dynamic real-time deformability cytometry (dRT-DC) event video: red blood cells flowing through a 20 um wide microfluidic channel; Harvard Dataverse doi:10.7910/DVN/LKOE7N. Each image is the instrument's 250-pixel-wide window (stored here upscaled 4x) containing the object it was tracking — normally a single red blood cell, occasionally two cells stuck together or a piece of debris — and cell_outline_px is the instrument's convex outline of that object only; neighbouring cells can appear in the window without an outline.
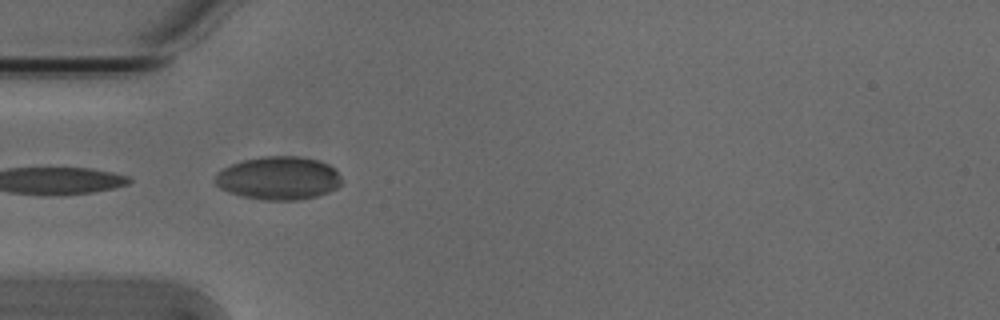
{"species": "Egyptian fruit bat (a non-hibernating species)", "species_latin": "Rousettus aegyptiacus", "temperature_condition": "cold", "stored_images_in_passage": 5, "camera_frame_rate_fps": 3000, "um_per_image_px": 0.085, "animal": {"sex": "male"}, "frame": {"image": 1, "passage_image": 1, "time_ms": 0.0, "image_size_px": [1000, 320], "cell_outline_px": [[340, 184], [336, 188], [328, 192], [316, 196], [300, 200], [268, 200], [244, 196], [228, 192], [220, 188], [216, 184], [216, 172], [232, 164], [244, 160], [260, 156], [300, 156], [320, 160], [336, 168], [340, 176]], "centroid_in_image_um": [23.7, 15.13], "position_along_channel_um": 61.3, "area_um2": 31.85}}